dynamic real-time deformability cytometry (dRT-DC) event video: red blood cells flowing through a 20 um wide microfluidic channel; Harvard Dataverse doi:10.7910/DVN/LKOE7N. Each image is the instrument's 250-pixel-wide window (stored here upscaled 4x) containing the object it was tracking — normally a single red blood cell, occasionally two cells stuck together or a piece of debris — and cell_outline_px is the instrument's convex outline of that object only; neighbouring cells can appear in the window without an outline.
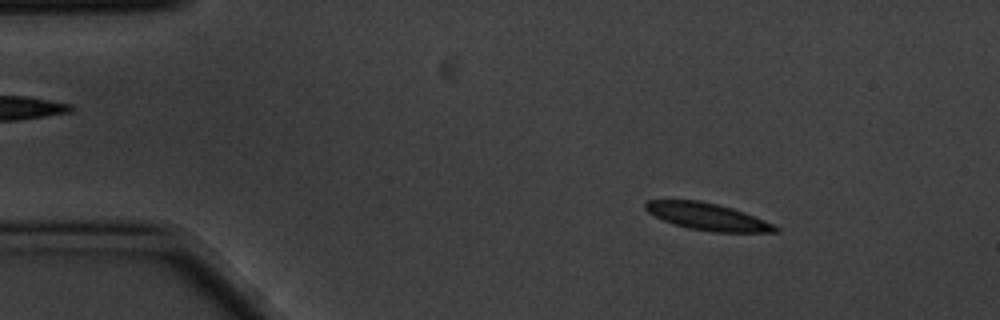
{"species": "common noctule bat (a hibernating species)", "species_latin": "Nyctalus noctula", "temperature_condition": "cold", "stored_images_in_passage": 4, "camera_frame_rate_fps": 3000, "um_per_image_px": 0.085, "animal": {"sex": "male", "body_mass_g": 20.1, "forearm_length_mm": 53.5}, "frame": {"image": 1, "passage_image": 2, "time_ms": 0.333, "image_size_px": [1000, 320], "cell_outline_px": [[780, 232], [712, 232], [688, 228], [664, 220], [648, 212], [644, 208], [644, 204], [648, 200], [700, 200], [732, 208], [744, 212], [764, 220], [780, 228]], "centroid_in_image_um": [60.15, 18.41], "position_along_channel_um": 24.9, "area_um2": 20.29}}